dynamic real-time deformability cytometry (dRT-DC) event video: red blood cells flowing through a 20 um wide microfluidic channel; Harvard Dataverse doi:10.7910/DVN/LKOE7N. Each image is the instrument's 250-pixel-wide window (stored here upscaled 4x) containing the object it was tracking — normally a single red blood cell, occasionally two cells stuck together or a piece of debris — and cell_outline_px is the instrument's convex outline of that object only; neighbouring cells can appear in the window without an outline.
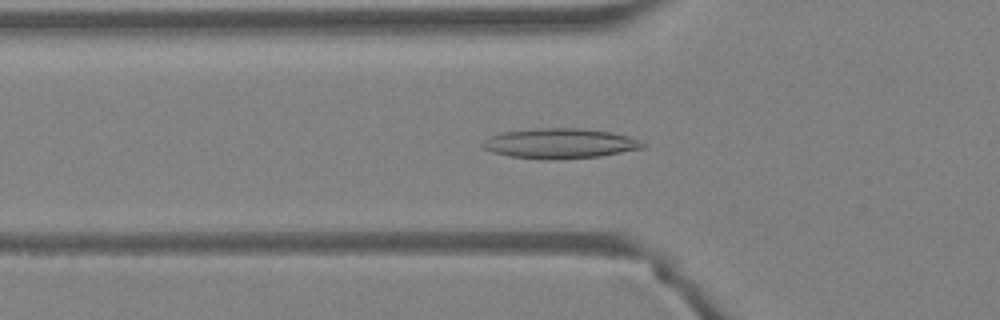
{"species": "Egyptian fruit bat (a non-hibernating species)", "species_latin": "Rousettus aegyptiacus", "temperature_condition": "warm", "stored_images_in_passage": 20, "camera_frame_rate_fps": 3000, "um_per_image_px": 0.085, "animal": {"sex": "female"}, "frame": {"image": 1, "passage_image": 4, "time_ms": 1.0, "image_size_px": [1000, 320], "cell_outline_px": [[648, 144], [644, 148], [600, 156], [548, 160], [512, 156], [492, 152], [484, 148], [480, 144], [488, 136], [500, 132], [536, 128], [580, 128], [612, 132], [628, 136], [640, 140]], "centroid_in_image_um": [47.6, 12.18], "position_along_channel_um": 78.2, "area_um2": 28.21}}
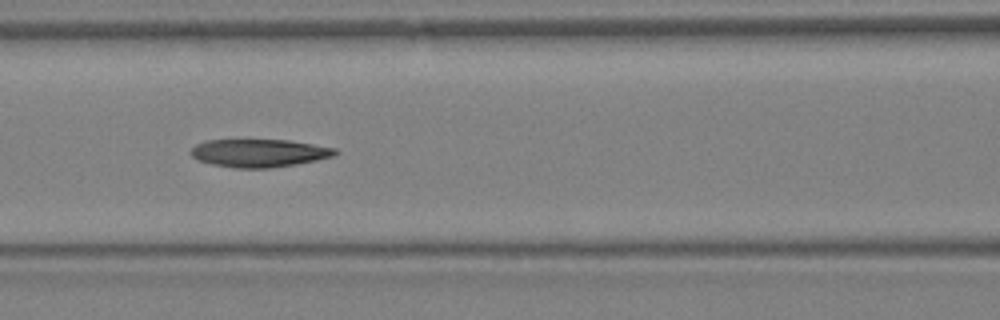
{"frame": {"image": 2, "passage_image": 8, "time_ms": 2.333, "image_size_px": [1000, 320], "cell_outline_px": [[340, 152], [336, 156], [296, 164], [268, 168], [236, 168], [212, 164], [196, 160], [188, 152], [196, 144], [204, 140], [288, 140], [336, 148]], "centroid_in_image_um": [22.02, 13.01], "position_along_channel_um": 144.6, "area_um2": 23.64}}
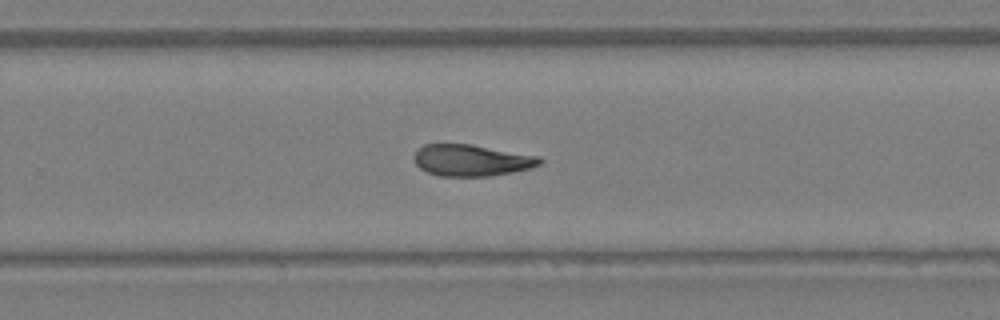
{"frame": {"image": 3, "passage_image": 17, "time_ms": 5.333, "image_size_px": [1000, 320], "cell_outline_px": [[544, 160], [540, 164], [532, 168], [512, 172], [488, 176], [436, 176], [420, 168], [416, 164], [412, 156], [424, 144], [472, 144], [540, 156]], "centroid_in_image_um": [40.1, 13.62], "position_along_channel_um": 289.7, "area_um2": 23.24}}